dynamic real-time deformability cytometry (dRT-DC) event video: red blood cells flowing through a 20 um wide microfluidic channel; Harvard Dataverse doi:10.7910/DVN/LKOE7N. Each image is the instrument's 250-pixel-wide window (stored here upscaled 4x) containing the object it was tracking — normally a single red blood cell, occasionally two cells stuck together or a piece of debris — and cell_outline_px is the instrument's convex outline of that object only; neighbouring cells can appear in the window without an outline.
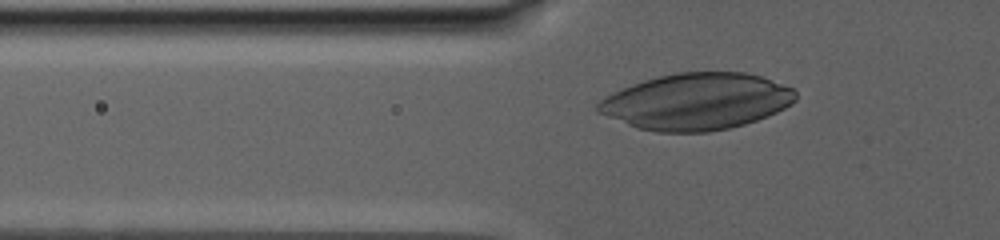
{"species": "human", "species_latin": "Homo sapiens", "temperature_condition": "warm", "stored_images_in_passage": 10, "camera_frame_rate_fps": 3000, "um_per_image_px": 0.085, "donor": {"sex": "male"}, "frame": {"image": 1, "passage_image": 2, "time_ms": 0.333, "image_size_px": [1000, 240], "cell_outline_px": [[796, 100], [792, 104], [768, 116], [744, 124], [728, 128], [708, 132], [656, 132], [636, 128], [596, 112], [596, 104], [604, 96], [612, 92], [632, 84], [644, 80], [676, 72], [744, 72], [760, 76], [792, 88], [796, 92]], "centroid_in_image_um": [59.17, 8.63], "position_along_channel_um": 66.6, "area_um2": 65.14}}
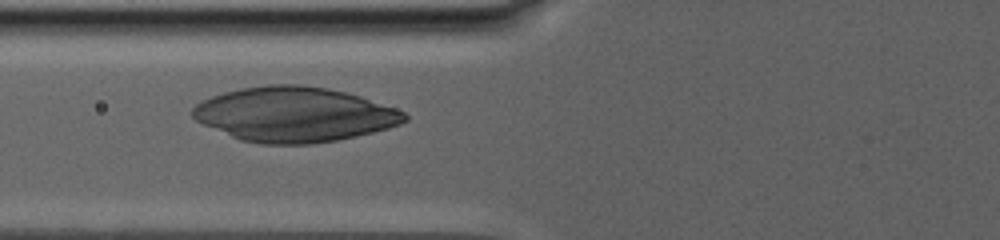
{"frame": {"image": 2, "passage_image": 9, "time_ms": 2.0, "image_size_px": [1000, 240], "cell_outline_px": [[408, 120], [400, 124], [388, 128], [356, 136], [336, 140], [312, 144], [260, 144], [240, 140], [204, 124], [196, 120], [188, 112], [196, 104], [212, 96], [224, 92], [240, 88], [268, 84], [300, 84], [328, 88], [360, 96], [396, 108], [404, 112], [408, 116]], "centroid_in_image_um": [25.01, 9.72], "position_along_channel_um": 100.8, "area_um2": 67.74}}